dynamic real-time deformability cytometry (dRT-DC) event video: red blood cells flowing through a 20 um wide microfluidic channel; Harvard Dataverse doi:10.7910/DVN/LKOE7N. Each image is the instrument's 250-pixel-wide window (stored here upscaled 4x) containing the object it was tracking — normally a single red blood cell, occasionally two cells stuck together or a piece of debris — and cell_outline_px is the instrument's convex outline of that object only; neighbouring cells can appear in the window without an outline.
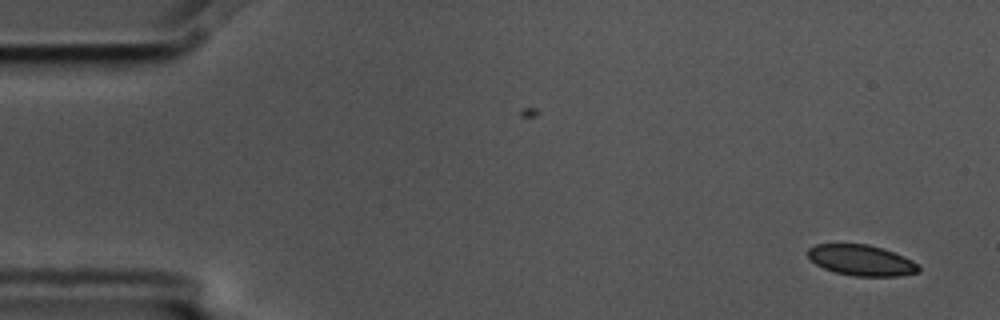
{"species": "common noctule bat (a hibernating species)", "species_latin": "Nyctalus noctula", "temperature_condition": "cold", "stored_images_in_passage": 2, "camera_frame_rate_fps": 3000, "um_per_image_px": 0.085, "animal": {"sex": "male", "body_mass_g": 17.5, "forearm_length_mm": 52.3}, "frame": {"image": 1, "passage_image": 2, "time_ms": 0.333, "image_size_px": [1000, 320], "cell_outline_px": [[920, 272], [900, 276], [856, 276], [836, 272], [824, 268], [816, 264], [808, 256], [808, 248], [816, 244], [868, 244], [884, 248], [904, 256], [920, 264]], "centroid_in_image_um": [73.27, 22.12], "position_along_channel_um": 11.7, "area_um2": 19.94}}